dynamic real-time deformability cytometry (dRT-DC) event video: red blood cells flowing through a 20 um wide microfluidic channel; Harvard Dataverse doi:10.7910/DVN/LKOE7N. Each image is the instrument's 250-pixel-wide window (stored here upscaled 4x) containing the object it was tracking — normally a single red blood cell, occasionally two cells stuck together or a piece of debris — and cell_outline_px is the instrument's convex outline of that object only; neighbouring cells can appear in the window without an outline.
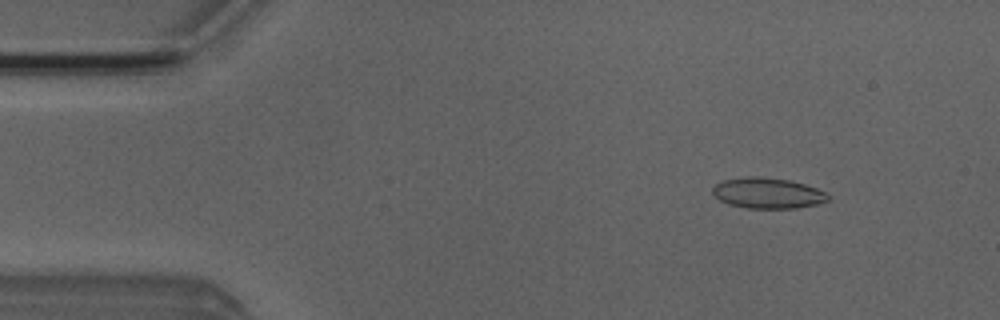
{"species": "Egyptian fruit bat (a non-hibernating species)", "species_latin": "Rousettus aegyptiacus", "temperature_condition": "room temperature", "stored_images_in_passage": 50, "camera_frame_rate_fps": 3000, "um_per_image_px": 0.085, "animal": {"sex": "male"}, "frame": {"image": 1, "passage_image": 6, "time_ms": 1.667, "image_size_px": [1000, 320], "cell_outline_px": [[832, 200], [820, 204], [796, 208], [748, 208], [728, 204], [720, 200], [712, 192], [712, 188], [716, 184], [724, 180], [748, 176], [756, 176], [788, 180], [804, 184], [816, 188], [832, 196]], "centroid_in_image_um": [65.3, 16.42], "position_along_channel_um": 19.7, "area_um2": 20.69}}
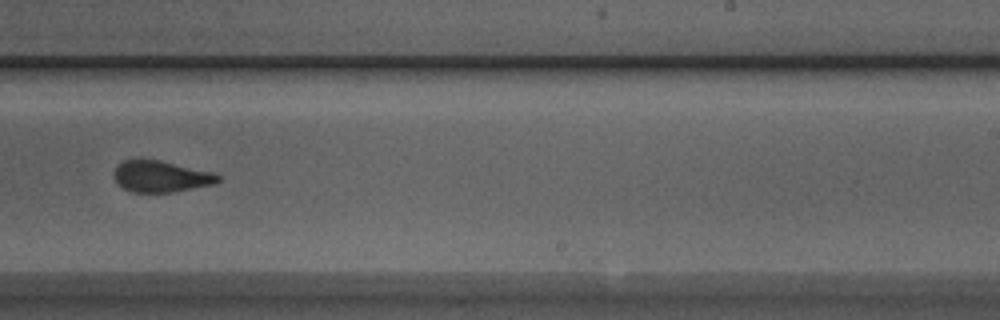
{"frame": {"image": 2, "passage_image": 31, "time_ms": 10.0, "image_size_px": [1000, 320], "cell_outline_px": [[220, 180], [216, 184], [176, 192], [132, 192], [116, 184], [112, 176], [112, 172], [124, 160], [160, 160], [212, 172], [220, 176]], "centroid_in_image_um": [13.67, 15.02], "position_along_channel_um": 275.3, "area_um2": 19.13}}
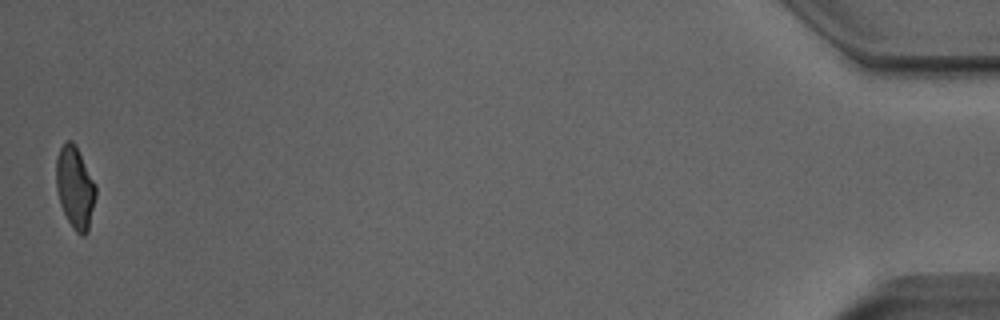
{"frame": {"image": 3, "passage_image": 50, "time_ms": 16.333, "image_size_px": [1000, 320], "cell_outline_px": [[96, 196], [88, 232], [84, 236], [80, 236], [72, 228], [60, 204], [56, 188], [56, 156], [60, 148], [68, 140], [72, 140], [76, 144], [96, 184]], "centroid_in_image_um": [6.39, 15.94], "position_along_channel_um": 428.8, "area_um2": 19.19}, "authors_computed_cell_mechanics": {"area_um2": 19.7676, "velocity_mm_per_s": 4.0366, "shape_relaxation_time_tau1_ms": 10.1526, "shape_relaxation_time_tau2_ms": 1.0957, "deformation_change_tau1": 0.217, "deformation_change_tau2": 0.0809}}